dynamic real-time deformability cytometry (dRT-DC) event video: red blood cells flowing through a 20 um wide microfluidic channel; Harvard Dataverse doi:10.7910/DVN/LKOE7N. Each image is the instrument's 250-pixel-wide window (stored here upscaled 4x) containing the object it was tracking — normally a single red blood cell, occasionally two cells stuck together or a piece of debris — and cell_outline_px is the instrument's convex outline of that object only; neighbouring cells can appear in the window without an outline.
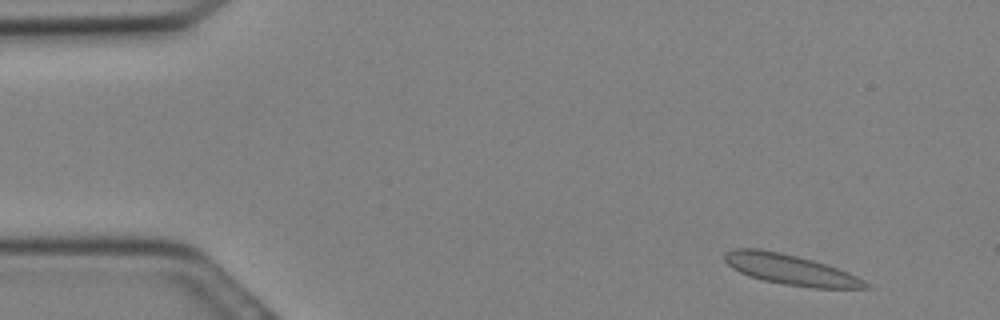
{"species": "Egyptian fruit bat (a non-hibernating species)", "species_latin": "Rousettus aegyptiacus", "temperature_condition": "cold", "stored_images_in_passage": 15, "camera_frame_rate_fps": 3000, "um_per_image_px": 0.085, "animal": {"sex": "female"}, "frame": {"image": 1, "passage_image": 1, "time_ms": 0.0, "image_size_px": [1000, 320], "cell_outline_px": [[872, 288], [812, 288], [784, 284], [764, 280], [748, 276], [732, 268], [724, 260], [724, 252], [732, 248], [760, 248], [780, 252], [828, 264], [848, 272], [864, 280]], "centroid_in_image_um": [67.17, 22.91], "position_along_channel_um": 17.8, "area_um2": 25.03}}
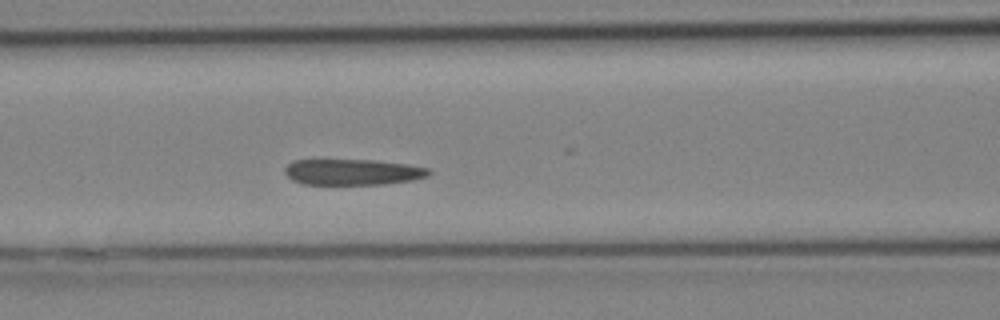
{"frame": {"image": 2, "passage_image": 11, "time_ms": 3.333, "image_size_px": [1000, 320], "cell_outline_px": [[432, 172], [428, 176], [412, 180], [384, 184], [304, 184], [292, 180], [284, 172], [284, 168], [292, 160], [376, 160], [408, 164], [428, 168]], "centroid_in_image_um": [29.98, 14.62], "position_along_channel_um": 136.6, "area_um2": 21.79}}
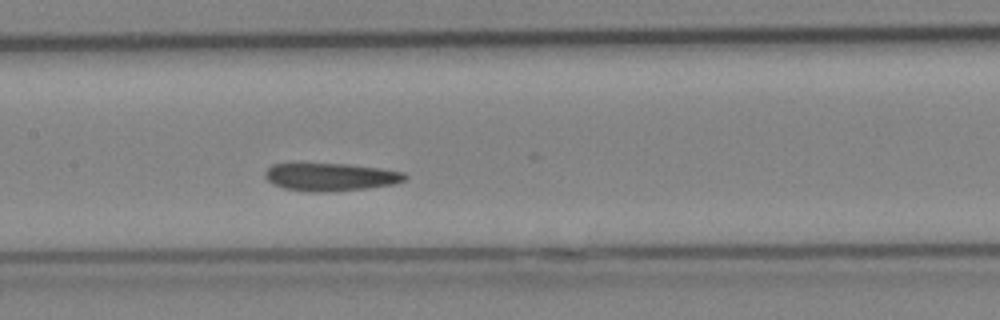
{"frame": {"image": 3, "passage_image": 13, "time_ms": 4.0, "image_size_px": [1000, 320], "cell_outline_px": [[408, 176], [404, 180], [392, 184], [368, 188], [324, 192], [312, 192], [284, 188], [272, 184], [264, 176], [264, 172], [272, 164], [348, 164], [380, 168], [404, 172]], "centroid_in_image_um": [28.09, 15.04], "position_along_channel_um": 179.3, "area_um2": 22.54}}